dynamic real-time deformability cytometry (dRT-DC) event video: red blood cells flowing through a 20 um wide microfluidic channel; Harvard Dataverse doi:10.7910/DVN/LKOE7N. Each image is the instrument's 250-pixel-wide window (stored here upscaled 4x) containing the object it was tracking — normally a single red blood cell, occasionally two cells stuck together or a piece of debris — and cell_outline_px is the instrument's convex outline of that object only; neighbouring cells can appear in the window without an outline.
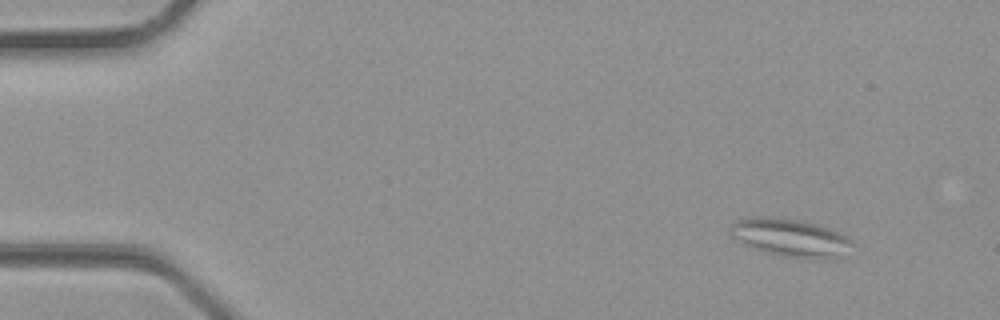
{"species": "common noctule bat (a hibernating species)", "species_latin": "Nyctalus noctula", "temperature_condition": "room temperature", "stored_images_in_passage": 33, "camera_frame_rate_fps": 3000, "um_per_image_px": 0.085, "animal": {"sex": "male", "body_mass_g": 23.1, "forearm_length_mm": 52.7}, "frame": {"image": 1, "passage_image": 2, "time_ms": 0.333, "image_size_px": [1000, 320], "cell_outline_px": [[852, 244], [820, 256], [784, 256], [756, 248], [732, 236], [728, 232], [732, 224], [740, 220], [752, 216], [800, 220], [816, 224], [828, 228], [852, 240]], "centroid_in_image_um": [66.99, 20.1], "position_along_channel_um": 18.0, "area_um2": 24.33}}
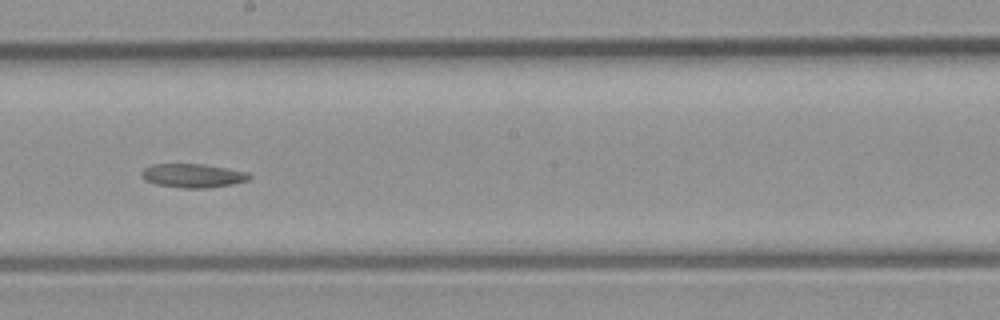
{"frame": {"image": 2, "passage_image": 18, "time_ms": 5.667, "image_size_px": [1000, 320], "cell_outline_px": [[252, 176], [248, 180], [232, 184], [208, 188], [184, 188], [156, 184], [144, 180], [140, 176], [140, 172], [144, 168], [152, 164], [204, 164], [228, 168], [248, 172]], "centroid_in_image_um": [16.38, 14.92], "position_along_channel_um": 231.8, "area_um2": 15.09}}
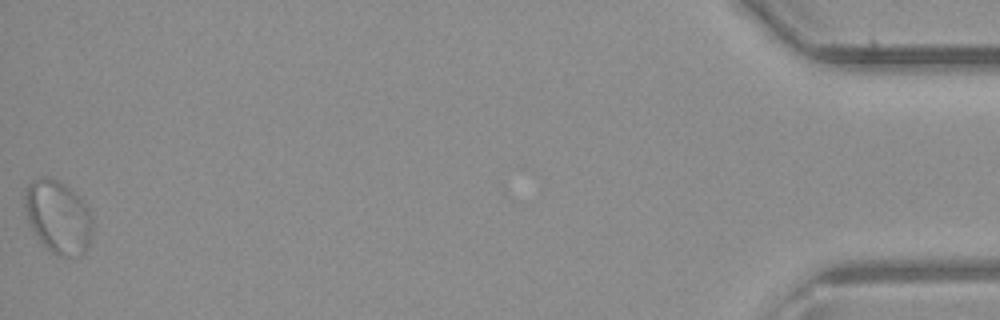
{"frame": {"image": 3, "passage_image": 33, "time_ms": 10.667, "image_size_px": [1000, 320], "cell_outline_px": [[92, 232], [88, 244], [84, 252], [80, 256], [56, 256], [40, 240], [28, 224], [24, 208], [24, 192], [28, 184], [32, 180], [40, 176], [44, 176], [60, 180], [88, 208], [92, 224]], "centroid_in_image_um": [4.89, 18.43], "position_along_channel_um": 430.3, "area_um2": 28.67}}